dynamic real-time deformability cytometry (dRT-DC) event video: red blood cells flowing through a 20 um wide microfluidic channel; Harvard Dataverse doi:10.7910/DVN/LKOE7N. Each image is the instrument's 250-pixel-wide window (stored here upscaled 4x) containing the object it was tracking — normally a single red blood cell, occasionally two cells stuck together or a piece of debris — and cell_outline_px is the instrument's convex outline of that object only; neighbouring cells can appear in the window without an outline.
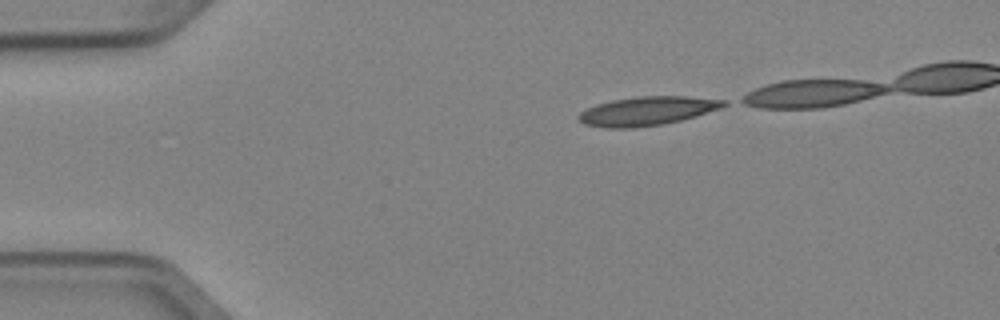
{"species": "Egyptian fruit bat (a non-hibernating species)", "species_latin": "Rousettus aegyptiacus", "temperature_condition": "cold", "stored_images_in_passage": 34, "camera_frame_rate_fps": 3000, "um_per_image_px": 0.085, "animal": {"sex": "female"}, "frame": {"image": 1, "passage_image": 1, "time_ms": 0.0, "image_size_px": [1000, 320], "cell_outline_px": [[728, 104], [720, 108], [696, 116], [664, 124], [632, 128], [604, 128], [584, 124], [576, 116], [580, 112], [596, 104], [612, 100], [636, 96], [688, 96], [728, 100]], "centroid_in_image_um": [55.01, 9.43], "position_along_channel_um": 30.0, "area_um2": 24.51}}
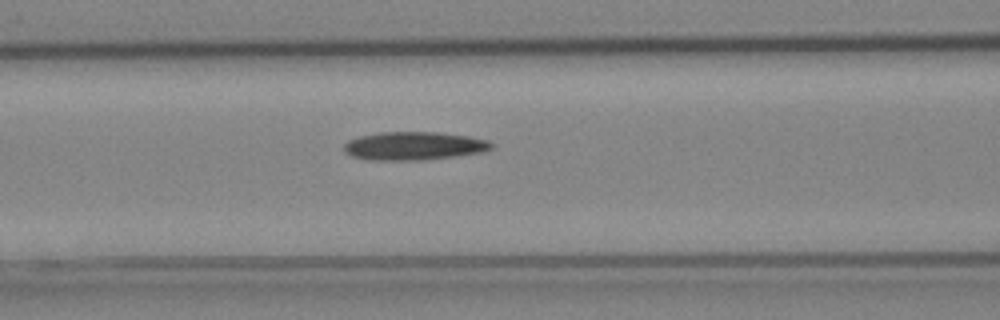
{"frame": {"image": 2, "passage_image": 13, "time_ms": 4.0, "image_size_px": [1000, 320], "cell_outline_px": [[492, 148], [480, 152], [452, 156], [420, 160], [372, 160], [352, 156], [344, 152], [344, 144], [348, 140], [360, 136], [380, 132], [436, 132], [468, 136], [488, 140], [492, 144]], "centroid_in_image_um": [35.14, 12.39], "position_along_channel_um": 131.5, "area_um2": 24.04}}
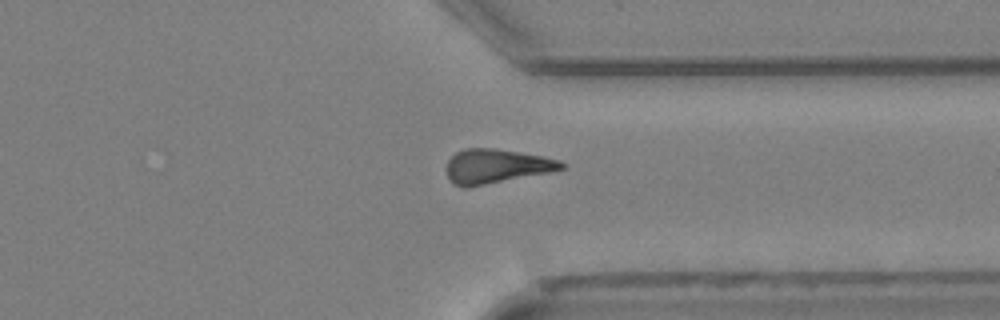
{"frame": {"image": 3, "passage_image": 31, "time_ms": 10.0, "image_size_px": [1000, 320], "cell_outline_px": [[568, 168], [468, 188], [464, 188], [456, 184], [448, 176], [448, 160], [456, 152], [464, 148], [496, 148], [544, 156], [560, 160], [568, 164]], "centroid_in_image_um": [42.24, 14.11], "position_along_channel_um": 369.2, "area_um2": 22.95}}